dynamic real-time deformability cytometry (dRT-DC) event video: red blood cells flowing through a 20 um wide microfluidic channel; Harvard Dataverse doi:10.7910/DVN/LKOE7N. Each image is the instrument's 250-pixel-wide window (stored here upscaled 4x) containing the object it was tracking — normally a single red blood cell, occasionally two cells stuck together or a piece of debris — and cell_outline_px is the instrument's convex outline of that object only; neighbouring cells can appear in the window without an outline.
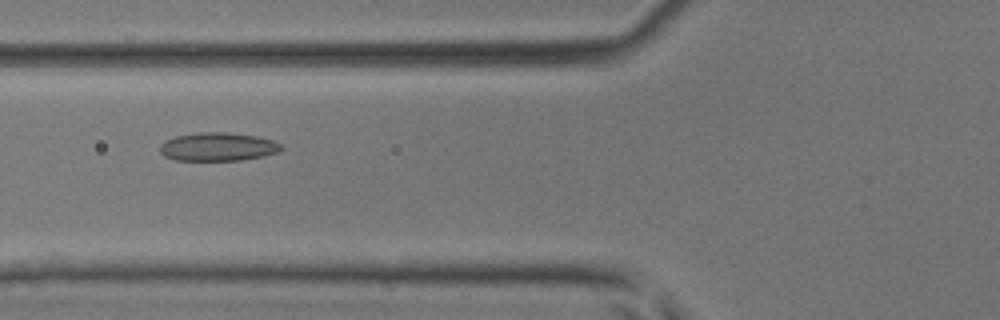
{"species": "common noctule bat (a hibernating species)", "species_latin": "Nyctalus noctula", "temperature_condition": "room temperature", "stored_images_in_passage": 43, "camera_frame_rate_fps": 3000, "um_per_image_px": 0.085, "animal": {"sex": "male", "body_mass_g": 17.9, "forearm_length_mm": 54.2}, "frame": {"image": 1, "passage_image": 14, "time_ms": 4.333, "image_size_px": [1000, 320], "cell_outline_px": [[284, 148], [280, 152], [264, 156], [244, 160], [176, 160], [164, 156], [160, 152], [160, 144], [164, 140], [176, 136], [200, 132], [224, 132], [256, 136], [272, 140], [280, 144]], "centroid_in_image_um": [18.53, 12.48], "position_along_channel_um": 107.3, "area_um2": 20.17}}
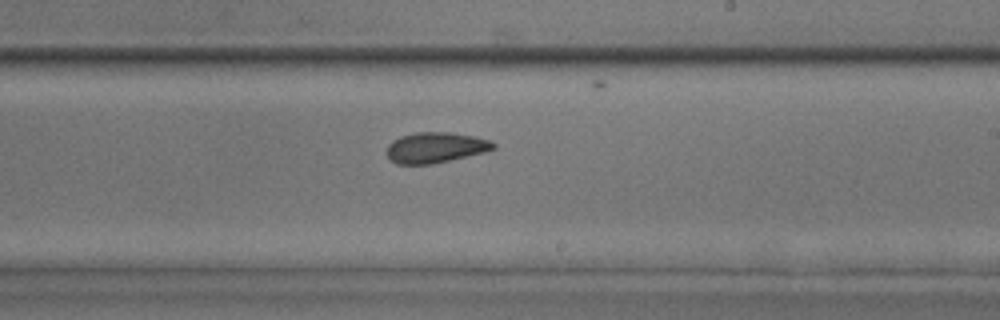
{"frame": {"image": 2, "passage_image": 24, "time_ms": 7.667, "image_size_px": [1000, 320], "cell_outline_px": [[496, 148], [484, 152], [432, 164], [396, 164], [384, 152], [388, 144], [392, 140], [400, 136], [416, 132], [452, 132], [476, 136], [488, 140], [496, 144]], "centroid_in_image_um": [36.99, 12.53], "position_along_channel_um": 252.0, "area_um2": 19.13}}
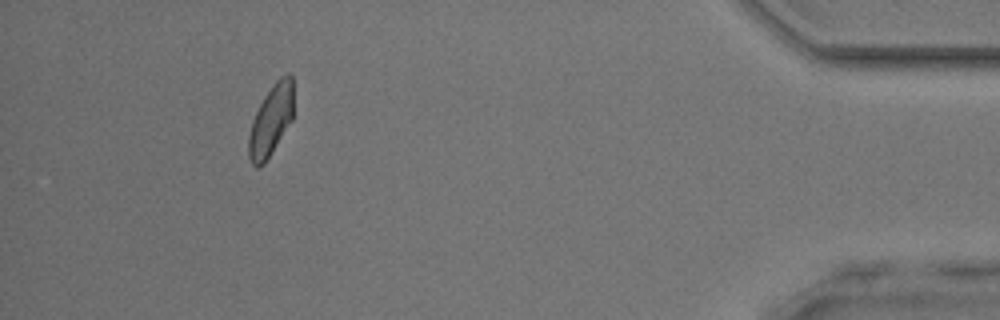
{"frame": {"image": 3, "passage_image": 39, "time_ms": 12.667, "image_size_px": [1000, 320], "cell_outline_px": [[292, 120], [264, 164], [256, 168], [252, 164], [248, 156], [248, 136], [252, 120], [264, 96], [276, 80], [280, 76], [288, 72], [292, 76]], "centroid_in_image_um": [23.01, 10.24], "position_along_channel_um": 412.2, "area_um2": 18.38}}